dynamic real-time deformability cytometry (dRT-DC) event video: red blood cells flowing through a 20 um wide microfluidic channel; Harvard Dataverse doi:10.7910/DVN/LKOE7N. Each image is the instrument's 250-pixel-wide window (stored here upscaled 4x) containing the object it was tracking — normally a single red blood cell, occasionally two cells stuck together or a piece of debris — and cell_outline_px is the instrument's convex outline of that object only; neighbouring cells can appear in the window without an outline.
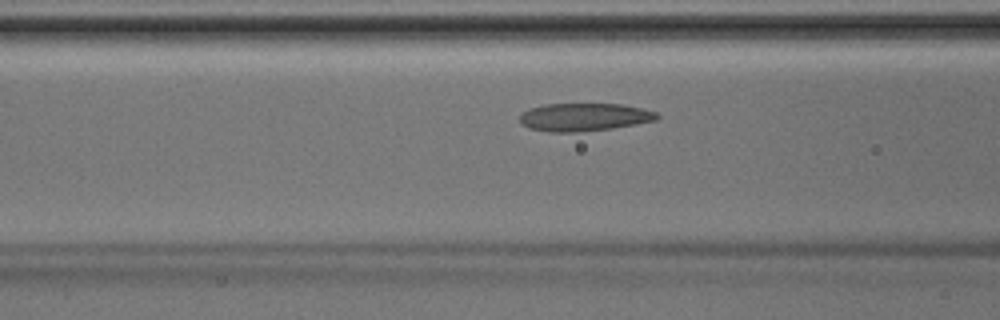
{"species": "Egyptian fruit bat (a non-hibernating species)", "species_latin": "Rousettus aegyptiacus", "temperature_condition": "room temperature", "stored_images_in_passage": 39, "camera_frame_rate_fps": 3000, "um_per_image_px": 0.085, "animal": {"sex": "male"}, "frame": {"image": 1, "passage_image": 12, "time_ms": 3.667, "image_size_px": [1000, 320], "cell_outline_px": [[660, 116], [656, 120], [636, 124], [612, 128], [576, 132], [548, 132], [528, 128], [520, 124], [520, 116], [528, 108], [544, 104], [624, 104], [644, 108], [656, 112]], "centroid_in_image_um": [49.65, 9.95], "position_along_channel_um": 117.0, "area_um2": 22.48}}
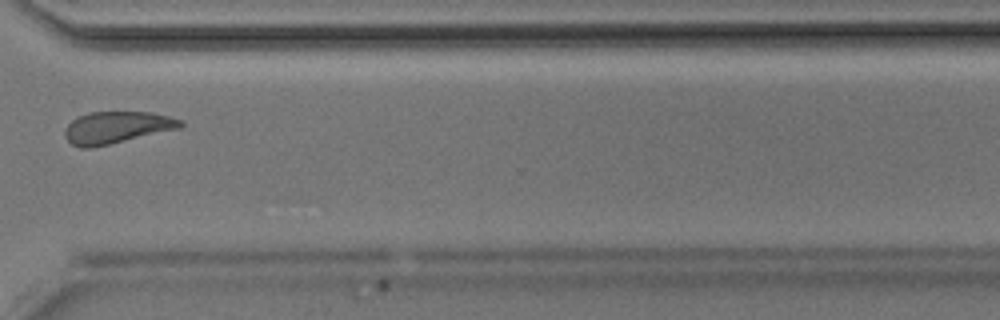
{"frame": {"image": 2, "passage_image": 28, "time_ms": 9.0, "image_size_px": [1000, 320], "cell_outline_px": [[184, 124], [180, 128], [92, 148], [80, 148], [72, 144], [64, 136], [64, 128], [72, 120], [88, 112], [152, 112], [184, 120]], "centroid_in_image_um": [9.91, 10.83], "position_along_channel_um": 360.7, "area_um2": 21.56}}
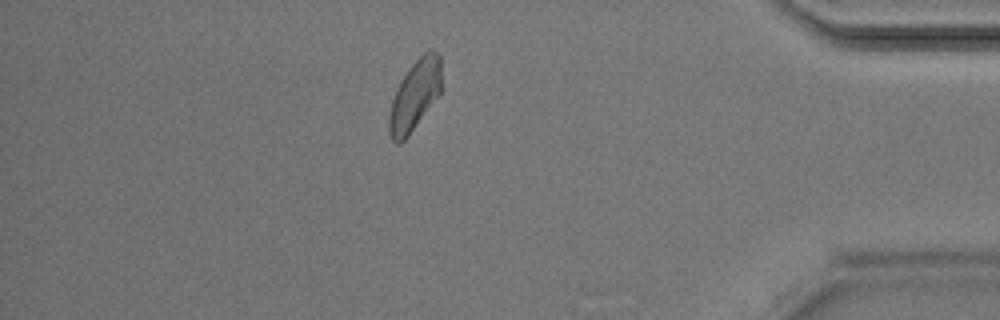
{"frame": {"image": 3, "passage_image": 33, "time_ms": 10.667, "image_size_px": [1000, 320], "cell_outline_px": [[440, 92], [408, 136], [400, 144], [396, 144], [392, 140], [388, 132], [388, 116], [392, 100], [396, 88], [400, 80], [408, 68], [428, 48], [432, 48], [440, 56]], "centroid_in_image_um": [35.22, 8.1], "position_along_channel_um": 400.0, "area_um2": 21.33}}